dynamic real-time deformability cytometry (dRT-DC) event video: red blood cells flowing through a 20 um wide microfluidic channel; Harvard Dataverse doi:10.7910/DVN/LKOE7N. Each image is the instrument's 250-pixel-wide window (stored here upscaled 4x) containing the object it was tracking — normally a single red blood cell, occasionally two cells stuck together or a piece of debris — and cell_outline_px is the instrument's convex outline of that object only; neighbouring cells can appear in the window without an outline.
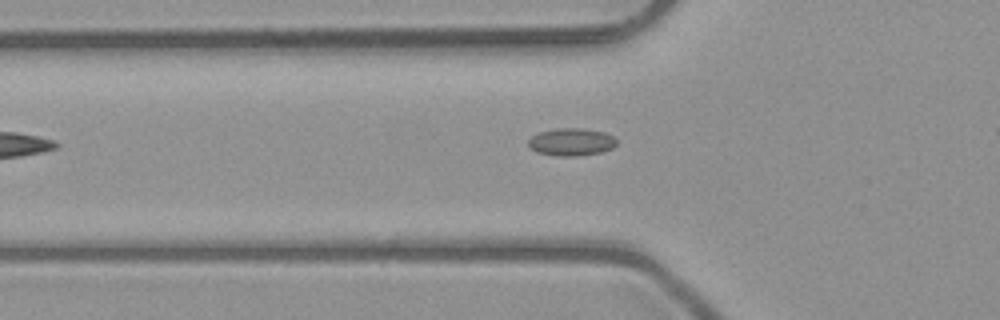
{"species": "common noctule bat (a hibernating species)", "species_latin": "Nyctalus noctula", "temperature_condition": "room temperature", "stored_images_in_passage": 29, "camera_frame_rate_fps": 3000, "um_per_image_px": 0.085, "animal": {"sex": "male", "body_mass_g": 23.1, "forearm_length_mm": 52.7}, "frame": {"image": 1, "passage_image": 2, "time_ms": 0.333, "image_size_px": [1000, 320], "cell_outline_px": [[616, 144], [612, 148], [600, 152], [580, 156], [556, 156], [536, 152], [528, 144], [528, 140], [532, 136], [540, 132], [556, 128], [584, 128], [604, 132], [612, 136], [616, 140]], "centroid_in_image_um": [48.56, 12.07], "position_along_channel_um": 77.2, "area_um2": 14.16}}
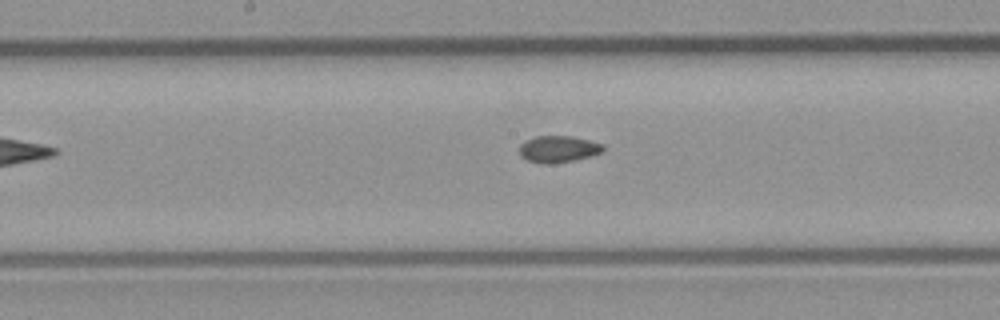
{"frame": {"image": 2, "passage_image": 11, "time_ms": 3.333, "image_size_px": [1000, 320], "cell_outline_px": [[604, 148], [600, 152], [592, 156], [572, 160], [548, 164], [544, 164], [528, 160], [520, 156], [520, 144], [536, 136], [572, 136], [604, 144]], "centroid_in_image_um": [47.46, 12.67], "position_along_channel_um": 200.7, "area_um2": 12.83}}
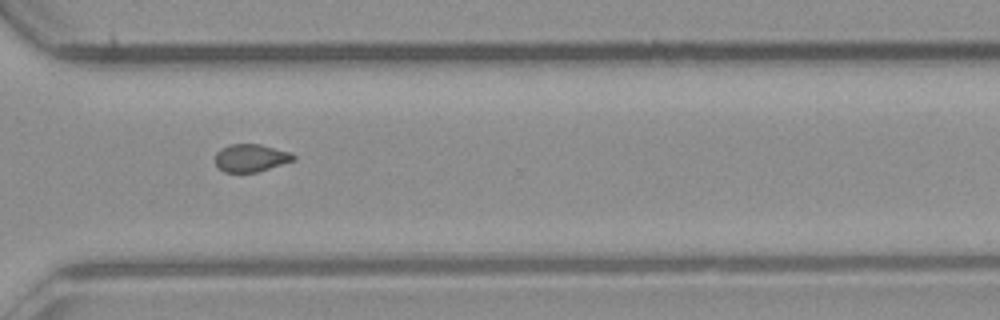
{"frame": {"image": 3, "passage_image": 22, "time_ms": 7.0, "image_size_px": [1000, 320], "cell_outline_px": [[296, 160], [256, 172], [224, 172], [216, 164], [216, 152], [220, 148], [228, 144], [260, 144], [292, 152], [296, 156]], "centroid_in_image_um": [21.35, 13.41], "position_along_channel_um": 349.3, "area_um2": 12.72}}